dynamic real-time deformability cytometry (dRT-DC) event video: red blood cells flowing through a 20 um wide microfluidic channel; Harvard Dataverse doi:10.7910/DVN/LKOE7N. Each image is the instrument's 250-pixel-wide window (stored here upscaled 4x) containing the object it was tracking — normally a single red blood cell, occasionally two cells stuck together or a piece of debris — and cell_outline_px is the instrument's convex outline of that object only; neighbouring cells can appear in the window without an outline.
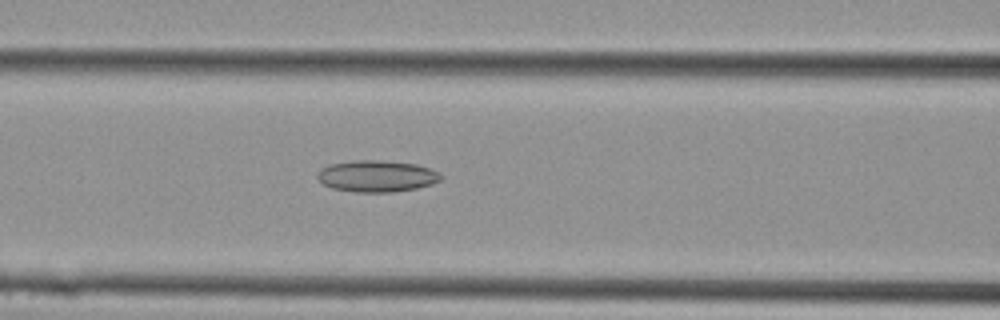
{"species": "Egyptian fruit bat (a non-hibernating species)", "species_latin": "Rousettus aegyptiacus", "temperature_condition": "cold", "stored_images_in_passage": 15, "camera_frame_rate_fps": 3000, "um_per_image_px": 0.085, "animal": {"sex": "female"}, "frame": {"image": 1, "passage_image": 8, "time_ms": 2.333, "image_size_px": [1000, 320], "cell_outline_px": [[444, 176], [440, 180], [432, 184], [416, 188], [392, 192], [356, 192], [332, 188], [324, 184], [316, 176], [320, 168], [332, 164], [352, 160], [376, 160], [416, 164], [440, 172]], "centroid_in_image_um": [32.04, 14.97], "position_along_channel_um": 134.6, "area_um2": 22.66}}
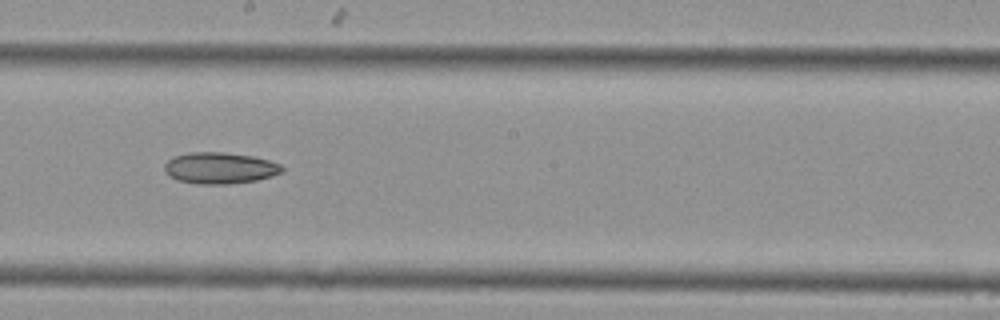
{"frame": {"image": 2, "passage_image": 12, "time_ms": 3.667, "image_size_px": [1000, 320], "cell_outline_px": [[284, 172], [272, 176], [256, 180], [228, 184], [196, 184], [176, 180], [168, 176], [164, 168], [164, 164], [172, 156], [188, 152], [224, 152], [252, 156], [268, 160], [280, 164], [284, 168]], "centroid_in_image_um": [18.66, 14.28], "position_along_channel_um": 229.5, "area_um2": 21.73}}
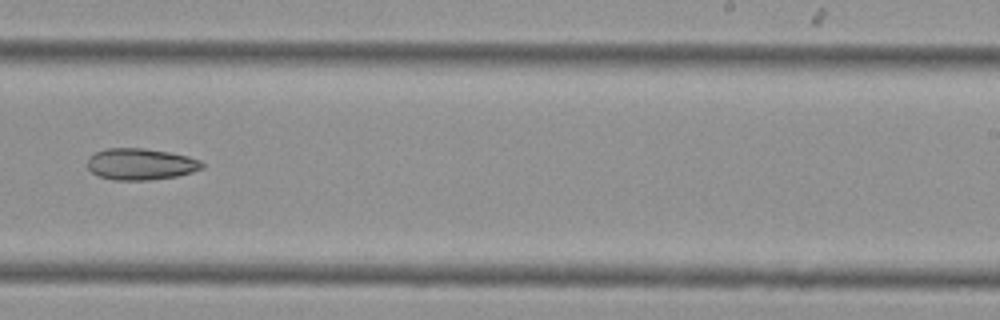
{"frame": {"image": 3, "passage_image": 14, "time_ms": 4.333, "image_size_px": [1000, 320], "cell_outline_px": [[204, 168], [192, 172], [176, 176], [148, 180], [112, 180], [100, 176], [92, 172], [88, 168], [88, 156], [104, 148], [144, 148], [168, 152], [188, 156], [200, 160], [204, 164]], "centroid_in_image_um": [11.95, 13.94], "position_along_channel_um": 277.0, "area_um2": 21.1}}